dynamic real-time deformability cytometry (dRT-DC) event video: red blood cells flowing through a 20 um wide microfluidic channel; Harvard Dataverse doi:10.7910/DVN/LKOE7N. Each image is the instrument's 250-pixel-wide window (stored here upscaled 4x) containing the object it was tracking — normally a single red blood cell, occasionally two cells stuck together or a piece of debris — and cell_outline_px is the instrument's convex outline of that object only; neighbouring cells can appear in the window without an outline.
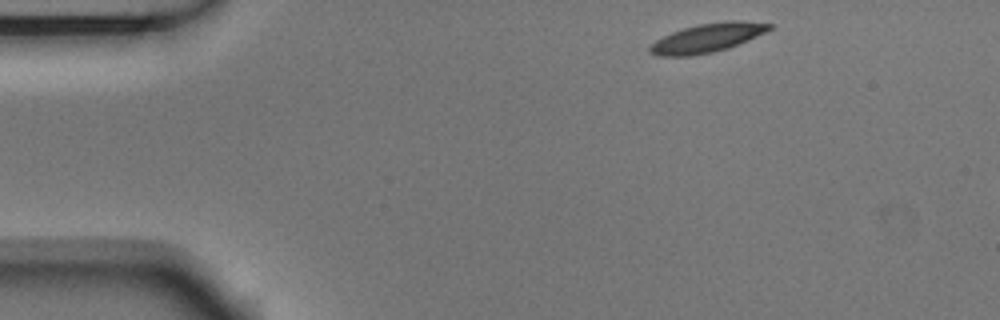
{"species": "Egyptian fruit bat (a non-hibernating species)", "species_latin": "Rousettus aegyptiacus", "temperature_condition": "room temperature", "stored_images_in_passage": 3, "camera_frame_rate_fps": 3000, "um_per_image_px": 0.085, "animal": {"sex": "male"}, "frame": {"image": 1, "passage_image": 1, "time_ms": 0.0, "image_size_px": [1000, 320], "cell_outline_px": [[772, 28], [748, 40], [728, 48], [712, 52], [692, 56], [656, 56], [648, 52], [648, 44], [672, 32], [684, 28], [700, 24], [728, 20], [740, 20], [772, 24]], "centroid_in_image_um": [60.07, 3.23], "position_along_channel_um": 24.9, "area_um2": 20.06}}